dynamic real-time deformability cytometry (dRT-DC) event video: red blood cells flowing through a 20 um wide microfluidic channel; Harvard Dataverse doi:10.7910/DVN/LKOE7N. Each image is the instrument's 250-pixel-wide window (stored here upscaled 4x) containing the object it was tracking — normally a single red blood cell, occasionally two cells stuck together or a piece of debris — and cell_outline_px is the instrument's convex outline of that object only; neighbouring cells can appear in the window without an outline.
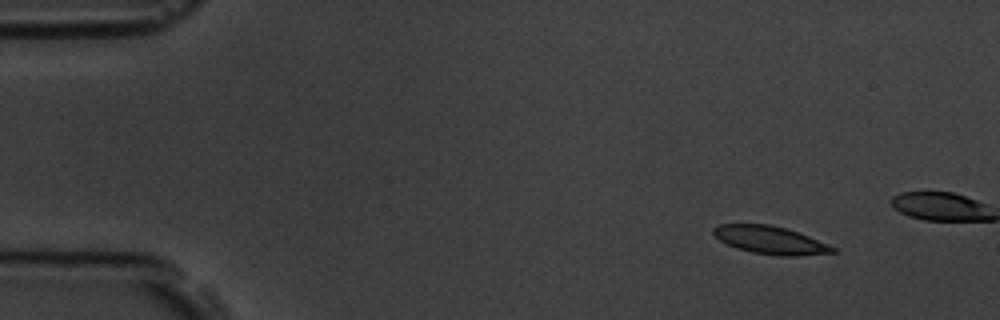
{"species": "common noctule bat (a hibernating species)", "species_latin": "Nyctalus noctula", "temperature_condition": "room temperature", "stored_images_in_passage": 4, "camera_frame_rate_fps": 3000, "um_per_image_px": 0.085, "animal": {"sex": "male", "body_mass_g": 19.5, "forearm_length_mm": 54.6}, "frame": {"image": 1, "passage_image": 1, "time_ms": 0.0, "image_size_px": [1000, 320], "cell_outline_px": [[840, 252], [796, 256], [780, 256], [752, 252], [736, 248], [720, 240], [712, 232], [712, 228], [716, 224], [768, 224], [784, 228], [808, 236], [828, 244], [836, 248]], "centroid_in_image_um": [65.48, 20.41], "position_along_channel_um": 19.5, "area_um2": 19.31}}